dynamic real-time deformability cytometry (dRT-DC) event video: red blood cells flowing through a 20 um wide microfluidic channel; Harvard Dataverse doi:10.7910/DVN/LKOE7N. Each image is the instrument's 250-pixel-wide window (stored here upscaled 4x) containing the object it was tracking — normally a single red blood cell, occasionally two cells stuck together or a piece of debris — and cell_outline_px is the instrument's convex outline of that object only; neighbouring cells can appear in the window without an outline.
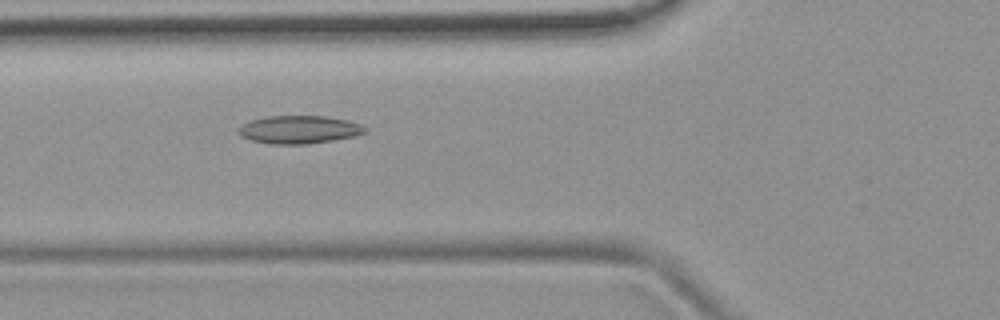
{"species": "common noctule bat (a hibernating species)", "species_latin": "Nyctalus noctula", "temperature_condition": "room temperature", "stored_images_in_passage": 42, "camera_frame_rate_fps": 3000, "um_per_image_px": 0.085, "animal": {"sex": "female", "body_mass_g": 19.9}, "frame": {"image": 1, "passage_image": 9, "time_ms": 2.667, "image_size_px": [1000, 320], "cell_outline_px": [[368, 132], [356, 136], [308, 144], [268, 144], [252, 140], [240, 136], [236, 132], [244, 124], [252, 120], [264, 116], [324, 116], [348, 120], [360, 124], [368, 128]], "centroid_in_image_um": [25.45, 11.02], "position_along_channel_um": 100.3, "area_um2": 20.75}}
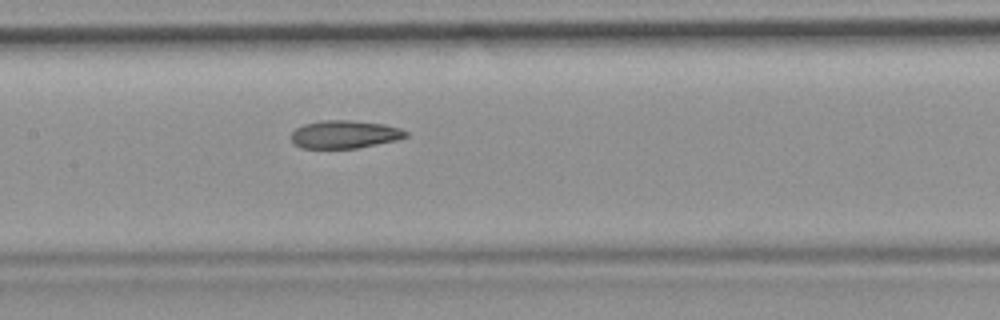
{"frame": {"image": 2, "passage_image": 15, "time_ms": 4.667, "image_size_px": [1000, 320], "cell_outline_px": [[408, 136], [396, 140], [356, 148], [300, 148], [292, 140], [292, 132], [296, 128], [304, 124], [320, 120], [352, 120], [384, 124], [400, 128], [408, 132]], "centroid_in_image_um": [29.3, 11.41], "position_along_channel_um": 178.1, "area_um2": 18.61}}
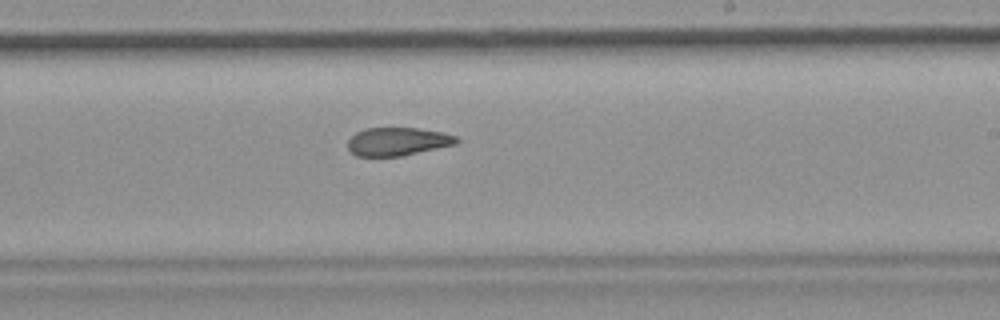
{"frame": {"image": 3, "passage_image": 21, "time_ms": 6.667, "image_size_px": [1000, 320], "cell_outline_px": [[460, 140], [456, 144], [400, 156], [356, 156], [348, 148], [348, 140], [356, 132], [364, 128], [416, 128], [444, 132], [456, 136]], "centroid_in_image_um": [33.8, 12.02], "position_along_channel_um": 255.2, "area_um2": 17.8}, "authors_computed_cell_mechanics": {"area_um2": 19.3919, "velocity_mm_per_s": 3.886, "shape_relaxation_time_tau1_ms": null, "shape_relaxation_time_tau2_ms": 3.2307, "deformation_change_tau1": null, "deformation_change_tau2": 0.1064}}